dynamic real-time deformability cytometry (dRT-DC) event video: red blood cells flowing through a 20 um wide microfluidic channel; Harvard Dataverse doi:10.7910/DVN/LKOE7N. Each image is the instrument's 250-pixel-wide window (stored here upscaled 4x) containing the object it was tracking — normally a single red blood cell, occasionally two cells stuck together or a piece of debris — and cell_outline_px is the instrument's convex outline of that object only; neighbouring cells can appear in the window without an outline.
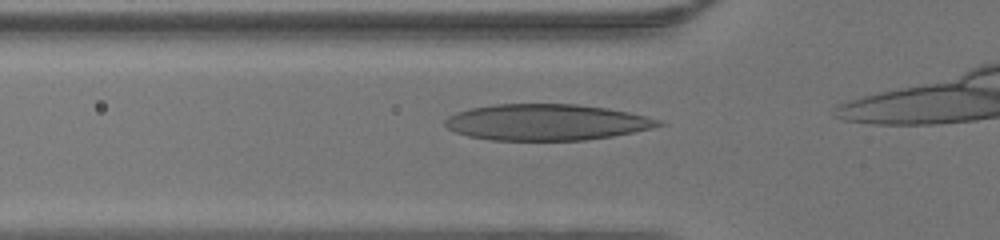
{"species": "human", "species_latin": "Homo sapiens", "temperature_condition": "warm", "stored_images_in_passage": 10, "camera_frame_rate_fps": 3000, "um_per_image_px": 0.085, "donor": {"sex": "male"}, "frame": {"image": 1, "passage_image": 5, "time_ms": 1.333, "image_size_px": [1000, 240], "cell_outline_px": [[668, 124], [652, 128], [612, 136], [584, 140], [492, 140], [468, 136], [456, 132], [448, 128], [444, 124], [444, 120], [448, 116], [456, 112], [468, 108], [492, 104], [576, 104], [608, 108], [628, 112], [660, 120]], "centroid_in_image_um": [46.42, 10.38], "position_along_channel_um": 79.4, "area_um2": 45.08}}
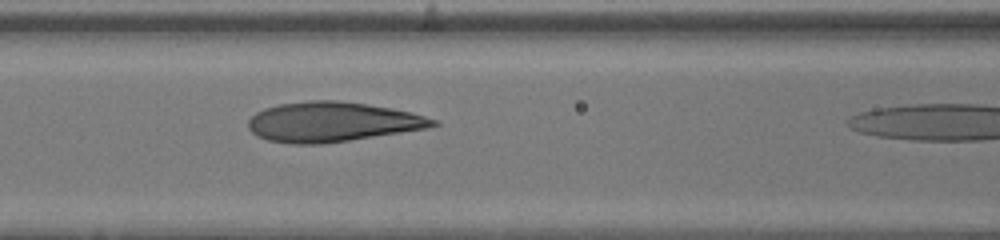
{"frame": {"image": 2, "passage_image": 9, "time_ms": 2.667, "image_size_px": [1000, 240], "cell_outline_px": [[440, 124], [424, 128], [348, 140], [320, 144], [292, 144], [268, 140], [256, 136], [248, 128], [248, 120], [256, 112], [264, 108], [280, 104], [312, 100], [336, 100], [368, 104], [392, 108], [412, 112], [436, 120]], "centroid_in_image_um": [28.18, 10.35], "position_along_channel_um": 138.4, "area_um2": 42.48}}